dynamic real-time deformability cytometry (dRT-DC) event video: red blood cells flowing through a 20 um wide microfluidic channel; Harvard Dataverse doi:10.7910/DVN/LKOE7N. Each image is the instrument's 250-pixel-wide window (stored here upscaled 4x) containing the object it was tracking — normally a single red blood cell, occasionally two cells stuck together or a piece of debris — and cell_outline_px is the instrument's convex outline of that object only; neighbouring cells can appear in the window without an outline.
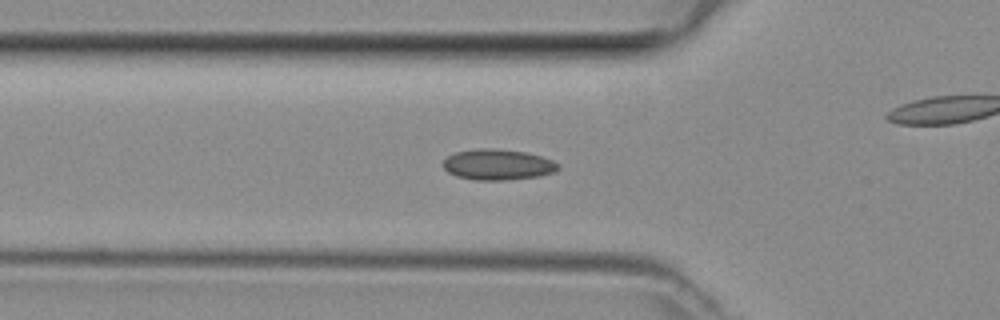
{"species": "common noctule bat (a hibernating species)", "species_latin": "Nyctalus noctula", "temperature_condition": "room temperature", "stored_images_in_passage": 46, "camera_frame_rate_fps": 3000, "um_per_image_px": 0.085, "animal": {"sex": "female", "body_mass_g": 29.2, "forearm_length_mm": 56.3}, "frame": {"image": 1, "passage_image": 14, "time_ms": 4.333, "image_size_px": [1000, 320], "cell_outline_px": [[560, 168], [556, 172], [536, 176], [504, 180], [476, 180], [456, 176], [448, 172], [444, 168], [444, 160], [448, 156], [456, 152], [480, 148], [492, 148], [524, 152], [540, 156], [552, 160], [560, 164]], "centroid_in_image_um": [42.32, 13.99], "position_along_channel_um": 83.5, "area_um2": 20.46}}
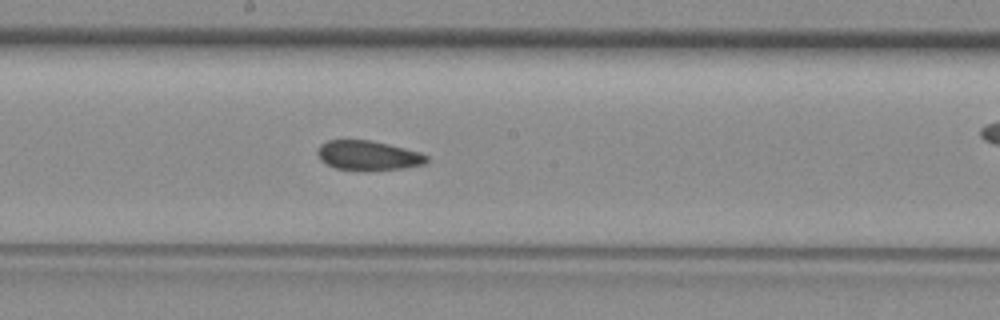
{"frame": {"image": 2, "passage_image": 23, "time_ms": 7.333, "image_size_px": [1000, 320], "cell_outline_px": [[428, 160], [424, 164], [404, 168], [368, 172], [336, 168], [320, 160], [316, 152], [320, 144], [328, 140], [372, 140], [420, 152], [428, 156]], "centroid_in_image_um": [31.29, 13.23], "position_along_channel_um": 216.9, "area_um2": 19.13}}
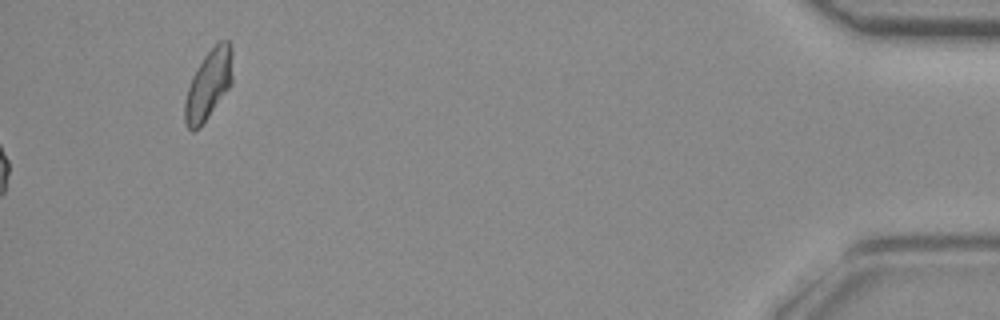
{"frame": {"image": 3, "passage_image": 46, "time_ms": 15.0, "image_size_px": [1000, 320], "cell_outline_px": [[232, 84], [200, 128], [192, 132], [184, 124], [184, 104], [188, 88], [192, 76], [196, 68], [204, 56], [220, 40], [228, 40], [232, 48]], "centroid_in_image_um": [17.72, 7.22], "position_along_channel_um": 417.5, "area_um2": 19.48}}